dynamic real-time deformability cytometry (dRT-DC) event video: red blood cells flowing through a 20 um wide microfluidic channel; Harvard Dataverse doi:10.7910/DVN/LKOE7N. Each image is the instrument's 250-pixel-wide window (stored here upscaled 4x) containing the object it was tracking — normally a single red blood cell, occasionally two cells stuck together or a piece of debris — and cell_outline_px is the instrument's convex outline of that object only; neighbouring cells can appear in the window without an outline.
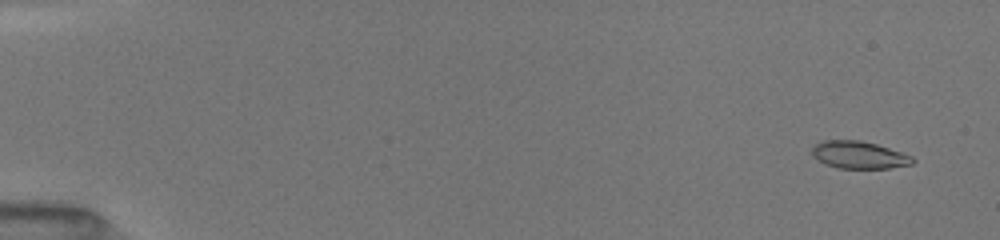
{"species": "common noctule bat (a hibernating species)", "species_latin": "Nyctalus noctula", "temperature_condition": "room temperature", "stored_images_in_passage": 93, "camera_frame_rate_fps": 3000, "um_per_image_px": 0.085, "animal": {"sex": "female", "body_mass_g": 19.5, "forearm_length_mm": 54.1}, "frame": {"image": 1, "passage_image": 6, "time_ms": 0.667, "image_size_px": [1000, 240], "cell_outline_px": [[916, 160], [912, 164], [888, 168], [840, 168], [824, 164], [812, 156], [812, 148], [820, 140], [860, 140], [876, 144], [912, 156]], "centroid_in_image_um": [72.99, 13.16], "position_along_channel_um": 12.0, "area_um2": 16.01}}
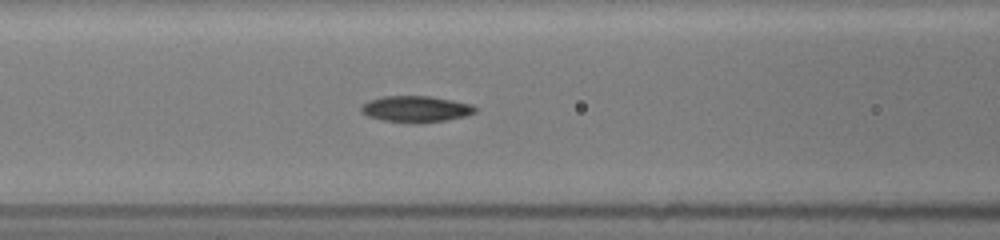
{"frame": {"image": 2, "passage_image": 49, "time_ms": 7.333, "image_size_px": [1000, 240], "cell_outline_px": [[476, 112], [464, 116], [444, 120], [420, 124], [412, 124], [384, 120], [368, 116], [360, 112], [360, 104], [368, 100], [384, 96], [432, 96], [472, 104], [476, 108]], "centroid_in_image_um": [35.31, 9.27], "position_along_channel_um": 131.3, "area_um2": 17.69}}
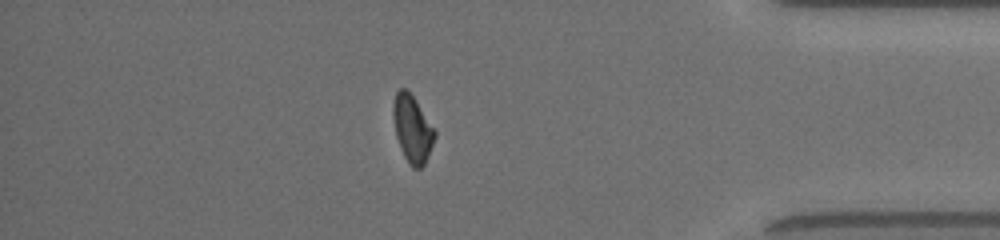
{"frame": {"image": 3, "passage_image": 86, "time_ms": 14.667, "image_size_px": [1000, 240], "cell_outline_px": [[436, 136], [424, 164], [420, 168], [412, 168], [408, 164], [400, 148], [396, 136], [392, 116], [392, 104], [396, 92], [400, 88], [404, 88], [416, 100], [436, 132]], "centroid_in_image_um": [35.02, 10.95], "position_along_channel_um": 400.2, "area_um2": 16.18}, "authors_computed_cell_mechanics": {"area_um2": 16.8198, "velocity_mm_per_s": 4.0486, "shape_relaxation_time_tau1_ms": 3.2272, "shape_relaxation_time_tau2_ms": 2.2335, "deformation_change_tau1": 0.1308, "deformation_change_tau2": 0.0707}}